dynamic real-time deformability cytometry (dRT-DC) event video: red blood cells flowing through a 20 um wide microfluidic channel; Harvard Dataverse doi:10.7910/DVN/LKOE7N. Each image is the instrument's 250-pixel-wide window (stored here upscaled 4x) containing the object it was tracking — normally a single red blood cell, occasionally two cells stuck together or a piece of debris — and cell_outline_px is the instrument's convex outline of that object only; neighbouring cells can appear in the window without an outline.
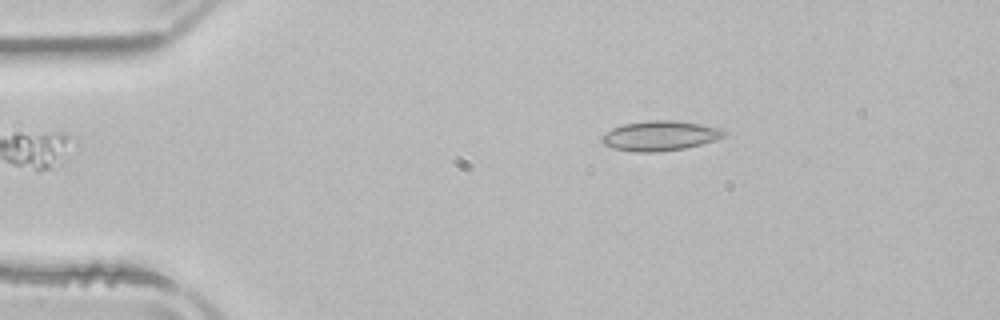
{"species": "common noctule bat (a hibernating species)", "species_latin": "Nyctalus noctula", "temperature_condition": "room temperature", "stored_images_in_passage": 2, "camera_frame_rate_fps": 3000, "um_per_image_px": 0.085, "animal": {"sex": "male", "body_mass_g": 21.5, "forearm_length_mm": 52.0}, "frame": {"image": 1, "passage_image": 1, "time_ms": 0.0, "image_size_px": [1000, 320], "cell_outline_px": [[728, 132], [724, 136], [716, 140], [684, 148], [656, 152], [632, 152], [612, 148], [604, 144], [600, 140], [600, 136], [612, 128], [624, 124], [652, 120], [672, 120], [700, 124], [720, 128]], "centroid_in_image_um": [56.07, 11.54], "position_along_channel_um": 28.9, "area_um2": 21.27}}